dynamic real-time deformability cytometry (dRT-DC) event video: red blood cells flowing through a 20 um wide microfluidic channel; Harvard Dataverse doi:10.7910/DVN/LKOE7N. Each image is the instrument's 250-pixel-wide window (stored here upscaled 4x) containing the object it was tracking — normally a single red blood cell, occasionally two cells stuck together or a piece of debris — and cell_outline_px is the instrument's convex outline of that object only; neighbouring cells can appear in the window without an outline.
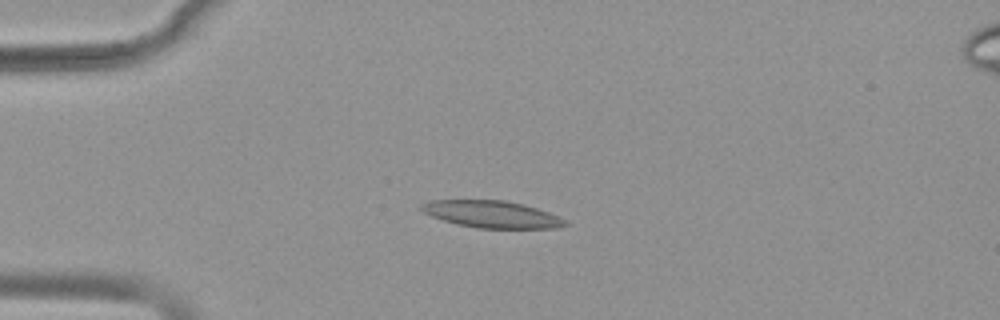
{"species": "common noctule bat (a hibernating species)", "species_latin": "Nyctalus noctula", "temperature_condition": "warm", "stored_images_in_passage": 47, "camera_frame_rate_fps": 3000, "um_per_image_px": 0.085, "animal": {"sex": "female", "body_mass_g": 19.9}, "frame": {"image": 1, "passage_image": 13, "time_ms": 4.0, "image_size_px": [1000, 320], "cell_outline_px": [[568, 224], [556, 228], [480, 228], [456, 224], [432, 216], [424, 212], [420, 208], [420, 204], [432, 200], [504, 200], [536, 208], [548, 212], [568, 220]], "centroid_in_image_um": [41.81, 18.21], "position_along_channel_um": 43.2, "area_um2": 22.43}}
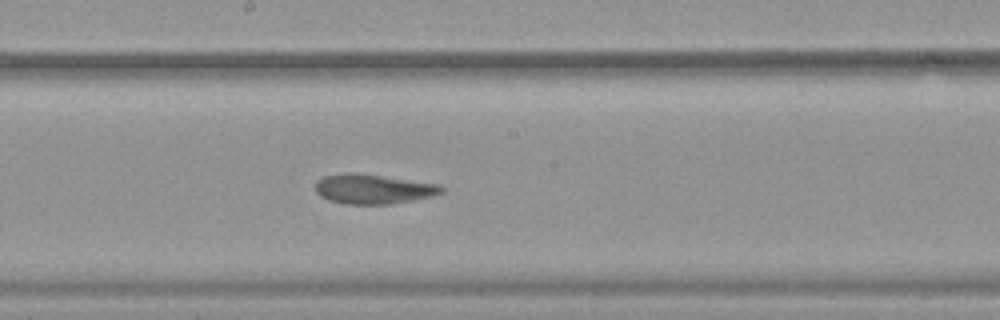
{"frame": {"image": 2, "passage_image": 29, "time_ms": 9.333, "image_size_px": [1000, 320], "cell_outline_px": [[444, 192], [432, 196], [392, 204], [344, 204], [328, 200], [320, 196], [316, 192], [316, 180], [324, 176], [348, 172], [352, 172], [440, 184], [444, 188]], "centroid_in_image_um": [31.71, 16.07], "position_along_channel_um": 216.5, "area_um2": 21.79}}
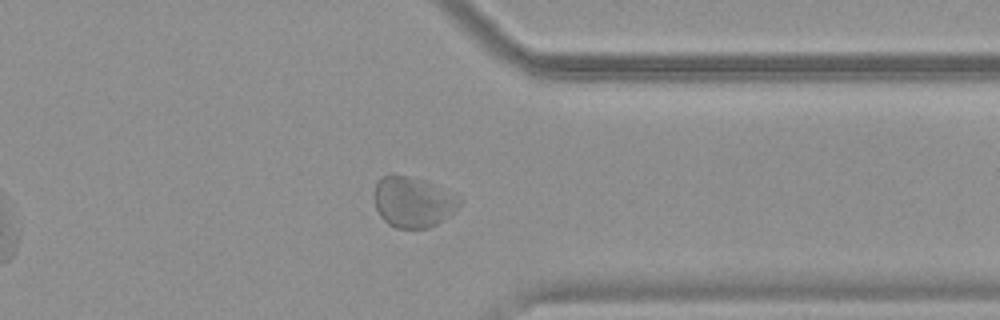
{"frame": {"image": 3, "passage_image": 42, "time_ms": 13.667, "image_size_px": [1000, 320], "cell_outline_px": [[464, 200], [452, 212], [436, 224], [428, 228], [396, 228], [388, 224], [380, 216], [376, 208], [376, 184], [380, 176], [392, 172], [424, 180], [460, 196]], "centroid_in_image_um": [35.1, 17.14], "position_along_channel_um": 376.3, "area_um2": 25.14}, "authors_computed_cell_mechanics": {"area_um2": 23.0044, "velocity_mm_per_s": 3.7503, "shape_relaxation_time_tau1_ms": null, "shape_relaxation_time_tau2_ms": 1.2414, "deformation_change_tau1": null, "deformation_change_tau2": 0.0611}}